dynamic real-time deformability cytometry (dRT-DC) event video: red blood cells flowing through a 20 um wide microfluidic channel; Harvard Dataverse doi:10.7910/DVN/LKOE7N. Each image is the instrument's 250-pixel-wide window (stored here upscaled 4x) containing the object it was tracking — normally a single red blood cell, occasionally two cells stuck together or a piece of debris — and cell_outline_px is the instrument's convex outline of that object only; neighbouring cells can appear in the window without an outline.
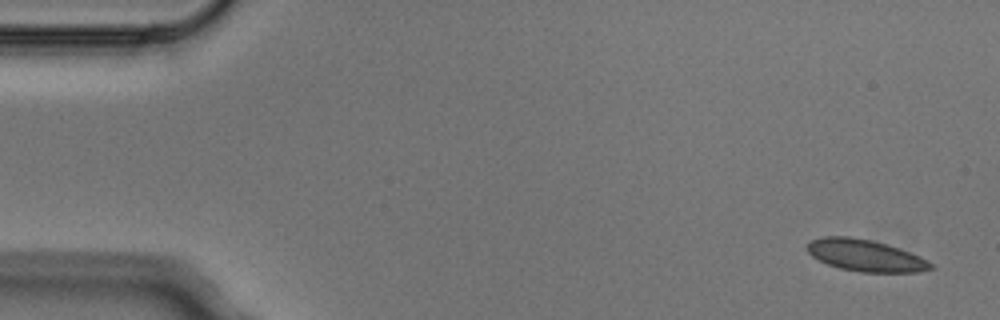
{"species": "Egyptian fruit bat (a non-hibernating species)", "species_latin": "Rousettus aegyptiacus", "temperature_condition": "cold", "stored_images_in_passage": 4, "camera_frame_rate_fps": 3000, "um_per_image_px": 0.085, "animal": {"sex": "male"}, "frame": {"image": 1, "passage_image": 1, "time_ms": 0.0, "image_size_px": [1000, 320], "cell_outline_px": [[936, 268], [920, 272], [860, 272], [840, 268], [828, 264], [812, 256], [808, 252], [808, 244], [812, 240], [824, 236], [848, 236], [872, 240], [888, 244], [900, 248], [920, 256], [928, 260]], "centroid_in_image_um": [73.61, 21.71], "position_along_channel_um": 11.4, "area_um2": 22.89}}